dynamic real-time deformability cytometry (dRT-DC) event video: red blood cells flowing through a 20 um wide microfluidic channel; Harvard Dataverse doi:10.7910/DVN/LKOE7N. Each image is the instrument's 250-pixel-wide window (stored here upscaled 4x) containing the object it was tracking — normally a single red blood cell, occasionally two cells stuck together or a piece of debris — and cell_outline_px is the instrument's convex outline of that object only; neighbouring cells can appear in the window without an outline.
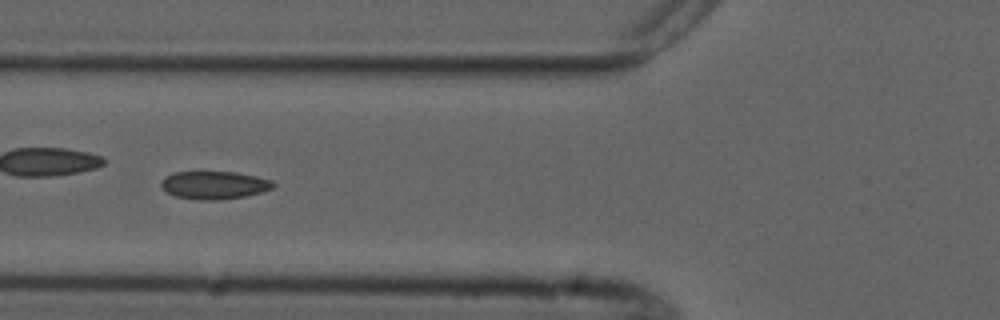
{"species": "common noctule bat (a hibernating species)", "species_latin": "Nyctalus noctula", "temperature_condition": "cold", "stored_images_in_passage": 7, "camera_frame_rate_fps": 3000, "um_per_image_px": 0.085, "animal": {"sex": "male", "forearm_length_mm": 52.5}, "frame": {"image": 1, "passage_image": 7, "time_ms": 7.0, "image_size_px": [1000, 320], "cell_outline_px": [[276, 184], [272, 188], [260, 192], [244, 196], [216, 200], [200, 200], [176, 196], [168, 192], [160, 184], [160, 180], [164, 176], [176, 172], [236, 172], [256, 176], [272, 180]], "centroid_in_image_um": [18.2, 15.72], "position_along_channel_um": 107.6, "area_um2": 18.09}}